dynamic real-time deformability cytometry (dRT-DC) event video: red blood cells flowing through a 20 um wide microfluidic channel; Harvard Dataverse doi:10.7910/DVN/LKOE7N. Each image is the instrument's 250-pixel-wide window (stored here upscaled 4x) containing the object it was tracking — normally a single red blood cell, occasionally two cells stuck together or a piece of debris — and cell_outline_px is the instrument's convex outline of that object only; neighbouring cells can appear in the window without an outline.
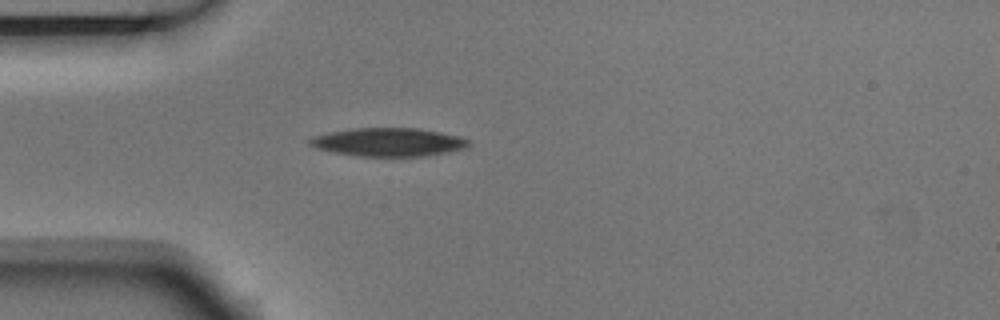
{"species": "Egyptian fruit bat (a non-hibernating species)", "species_latin": "Rousettus aegyptiacus", "temperature_condition": "room temperature", "stored_images_in_passage": 3, "camera_frame_rate_fps": 3000, "um_per_image_px": 0.085, "animal": {"sex": "male"}, "frame": {"image": 1, "passage_image": 3, "time_ms": 0.667, "image_size_px": [1000, 320], "cell_outline_px": [[472, 144], [468, 148], [448, 152], [424, 156], [360, 156], [336, 152], [316, 148], [308, 144], [308, 140], [312, 136], [328, 132], [352, 128], [420, 128], [460, 136], [472, 140]], "centroid_in_image_um": [33.07, 12.07], "position_along_channel_um": 51.9, "area_um2": 26.53}}